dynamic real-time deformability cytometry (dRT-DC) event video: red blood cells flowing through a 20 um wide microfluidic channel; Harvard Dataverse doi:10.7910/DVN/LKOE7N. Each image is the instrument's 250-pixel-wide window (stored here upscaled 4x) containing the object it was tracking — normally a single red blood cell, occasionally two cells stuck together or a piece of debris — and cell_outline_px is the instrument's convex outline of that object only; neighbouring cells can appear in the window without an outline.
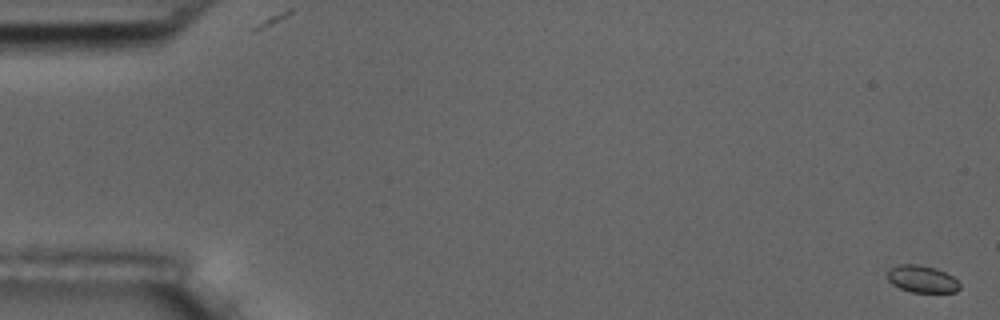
{"species": "common noctule bat (a hibernating species)", "species_latin": "Nyctalus noctula", "temperature_condition": "room temperature", "stored_images_in_passage": 6, "camera_frame_rate_fps": 3000, "um_per_image_px": 0.085, "animal": {"sex": "male", "body_mass_g": 17.5, "forearm_length_mm": 52.3}, "frame": {"image": 1, "passage_image": 1, "time_ms": 0.0, "image_size_px": [1000, 320], "cell_outline_px": [[960, 288], [956, 292], [912, 292], [900, 288], [892, 284], [888, 280], [888, 268], [900, 264], [920, 264], [936, 268], [952, 276], [960, 284]], "centroid_in_image_um": [78.36, 23.71], "position_along_channel_um": 6.6, "area_um2": 11.44}}
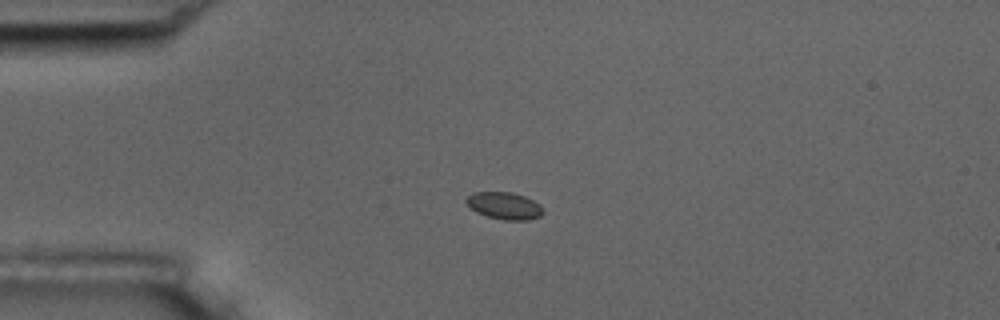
{"frame": {"image": 2, "passage_image": 5, "time_ms": 1.333, "image_size_px": [1000, 320], "cell_outline_px": [[544, 212], [540, 216], [528, 220], [504, 220], [488, 216], [476, 212], [464, 200], [472, 192], [512, 192], [524, 196], [540, 204], [544, 208]], "centroid_in_image_um": [42.89, 17.48], "position_along_channel_um": 42.1, "area_um2": 12.14}}